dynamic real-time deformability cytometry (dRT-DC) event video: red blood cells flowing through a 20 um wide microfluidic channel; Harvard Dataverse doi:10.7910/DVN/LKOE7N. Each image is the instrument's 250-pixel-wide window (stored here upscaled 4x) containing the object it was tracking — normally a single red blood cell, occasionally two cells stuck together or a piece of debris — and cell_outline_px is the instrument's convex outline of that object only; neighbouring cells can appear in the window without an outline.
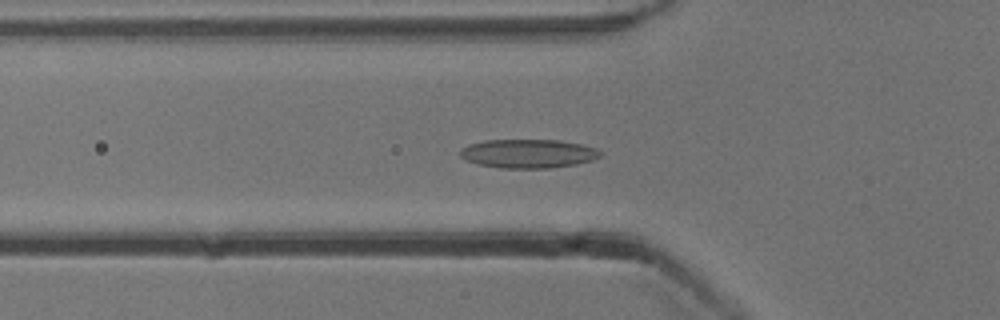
{"species": "common noctule bat (a hibernating species)", "species_latin": "Nyctalus noctula", "temperature_condition": "cold", "stored_images_in_passage": 50, "camera_frame_rate_fps": 3000, "um_per_image_px": 0.085, "animal": {"sex": "male", "body_mass_g": 13.3}, "frame": {"image": 1, "passage_image": 15, "time_ms": 4.667, "image_size_px": [1000, 320], "cell_outline_px": [[600, 156], [592, 160], [576, 164], [548, 168], [500, 168], [476, 164], [460, 156], [460, 148], [468, 144], [484, 140], [560, 140], [580, 144], [596, 148], [600, 152]], "centroid_in_image_um": [44.86, 13.05], "position_along_channel_um": 80.9, "area_um2": 23.52}}
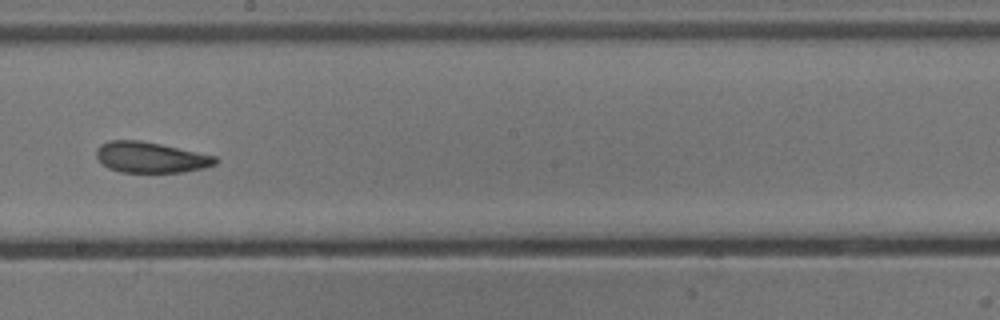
{"frame": {"image": 2, "passage_image": 27, "time_ms": 8.667, "image_size_px": [1000, 320], "cell_outline_px": [[220, 160], [216, 164], [204, 168], [184, 172], [120, 172], [108, 168], [100, 164], [96, 156], [96, 148], [100, 144], [108, 140], [140, 140], [160, 144], [216, 156]], "centroid_in_image_um": [12.78, 13.38], "position_along_channel_um": 235.4, "area_um2": 21.56}}
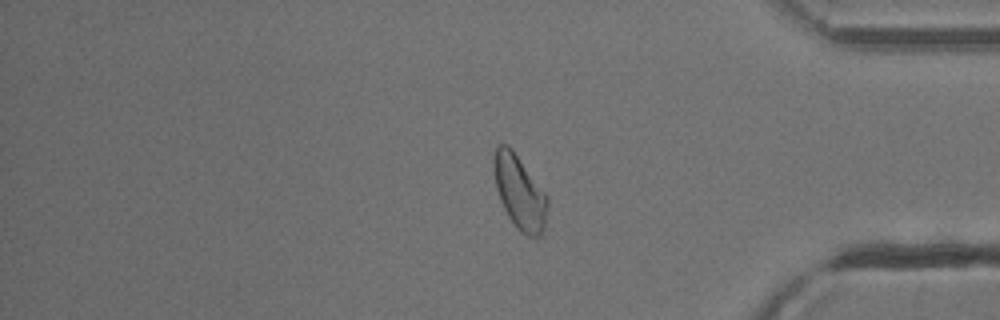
{"frame": {"image": 3, "passage_image": 41, "time_ms": 13.333, "image_size_px": [1000, 320], "cell_outline_px": [[548, 204], [544, 228], [540, 236], [528, 236], [520, 232], [516, 228], [508, 216], [500, 200], [496, 188], [492, 164], [492, 160], [496, 144], [508, 144], [512, 148], [548, 196]], "centroid_in_image_um": [44.14, 16.31], "position_along_channel_um": 391.1, "area_um2": 23.29}, "authors_computed_cell_mechanics": {"area_um2": 22.8888, "velocity_mm_per_s": 3.8386, "shape_relaxation_time_tau1_ms": null, "shape_relaxation_time_tau2_ms": 2.6958, "deformation_change_tau1": null, "deformation_change_tau2": 0.096}}